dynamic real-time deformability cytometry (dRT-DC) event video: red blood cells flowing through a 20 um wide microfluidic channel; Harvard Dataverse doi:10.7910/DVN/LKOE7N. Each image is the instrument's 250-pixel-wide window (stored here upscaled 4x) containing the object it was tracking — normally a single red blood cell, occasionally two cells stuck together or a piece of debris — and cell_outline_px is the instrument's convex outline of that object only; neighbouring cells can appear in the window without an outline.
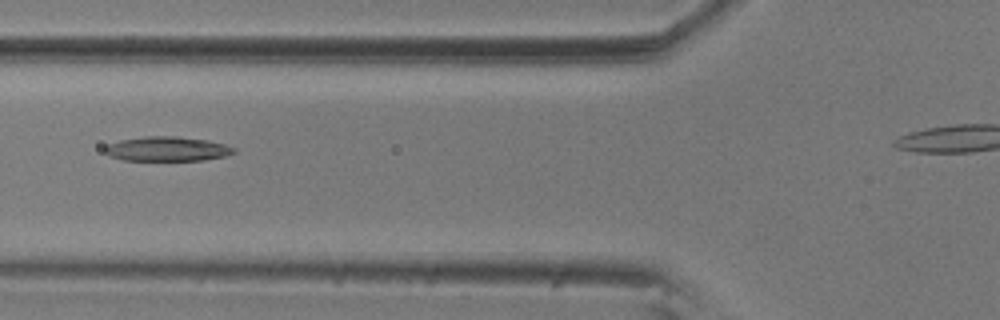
{"species": "common noctule bat (a hibernating species)", "species_latin": "Nyctalus noctula", "temperature_condition": "room temperature", "stored_images_in_passage": 6, "camera_frame_rate_fps": 3000, "um_per_image_px": 0.085, "animal": {"sex": "male", "body_mass_g": 20.5, "forearm_length_mm": 52.5}, "frame": {"image": 1, "passage_image": 4, "time_ms": 1.0, "image_size_px": [1000, 320], "cell_outline_px": [[236, 152], [224, 156], [204, 160], [124, 160], [108, 156], [104, 152], [104, 148], [108, 144], [120, 140], [148, 136], [176, 136], [208, 140], [224, 144], [236, 148]], "centroid_in_image_um": [14.2, 12.66], "position_along_channel_um": 111.6, "area_um2": 18.44}}
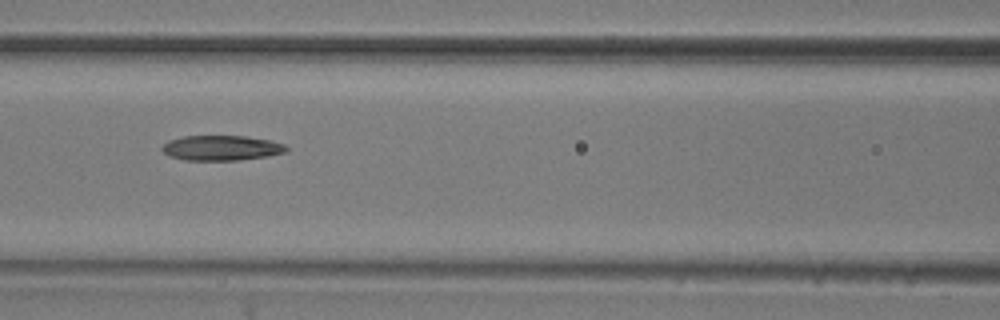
{"frame": {"image": 2, "passage_image": 5, "time_ms": 1.333, "image_size_px": [1000, 320], "cell_outline_px": [[288, 152], [268, 156], [236, 160], [184, 160], [168, 156], [160, 148], [168, 140], [184, 136], [244, 136], [272, 140], [284, 144], [288, 148]], "centroid_in_image_um": [18.83, 12.57], "position_along_channel_um": 147.8, "area_um2": 18.26}}
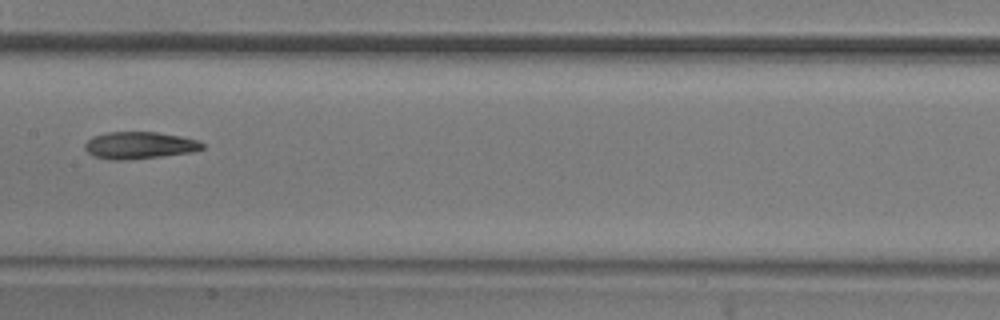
{"frame": {"image": 3, "passage_image": 6, "time_ms": 1.667, "image_size_px": [1000, 320], "cell_outline_px": [[204, 148], [188, 152], [160, 156], [124, 160], [112, 160], [92, 156], [84, 148], [84, 144], [92, 136], [108, 132], [156, 132], [180, 136], [200, 140], [204, 144]], "centroid_in_image_um": [11.82, 12.34], "position_along_channel_um": 195.6, "area_um2": 18.44}}